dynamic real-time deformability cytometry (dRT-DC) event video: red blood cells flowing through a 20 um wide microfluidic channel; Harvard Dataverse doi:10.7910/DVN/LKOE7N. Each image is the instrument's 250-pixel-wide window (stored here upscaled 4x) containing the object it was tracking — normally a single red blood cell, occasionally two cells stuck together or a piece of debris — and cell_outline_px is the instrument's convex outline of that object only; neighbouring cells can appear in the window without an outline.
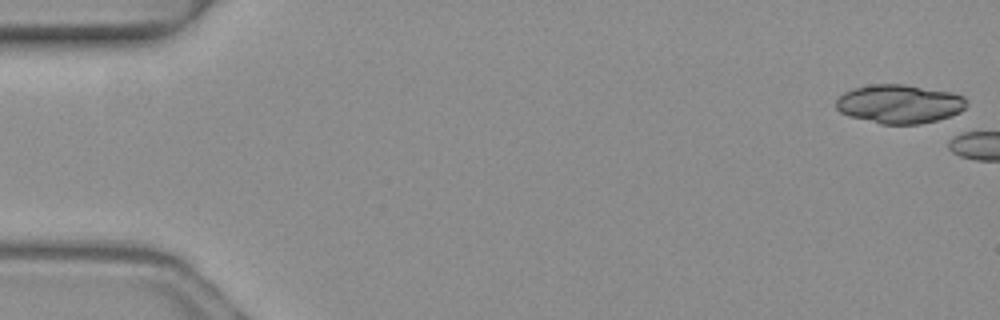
{"species": "common noctule bat (a hibernating species)", "species_latin": "Nyctalus noctula", "temperature_condition": "warm", "stored_images_in_passage": 2, "camera_frame_rate_fps": 3000, "um_per_image_px": 0.085, "animal": {"sex": "female", "body_mass_g": 19.3, "forearm_length_mm": 54.1}, "frame": {"image": 1, "passage_image": 1, "time_ms": 0.0, "image_size_px": [1000, 320], "cell_outline_px": [[968, 104], [960, 112], [936, 120], [920, 124], [880, 124], [848, 116], [840, 112], [836, 108], [836, 100], [844, 92], [852, 88], [872, 84], [904, 84], [952, 92], [964, 96], [968, 100]], "centroid_in_image_um": [76.45, 8.83], "position_along_channel_um": 8.6, "area_um2": 29.71}}